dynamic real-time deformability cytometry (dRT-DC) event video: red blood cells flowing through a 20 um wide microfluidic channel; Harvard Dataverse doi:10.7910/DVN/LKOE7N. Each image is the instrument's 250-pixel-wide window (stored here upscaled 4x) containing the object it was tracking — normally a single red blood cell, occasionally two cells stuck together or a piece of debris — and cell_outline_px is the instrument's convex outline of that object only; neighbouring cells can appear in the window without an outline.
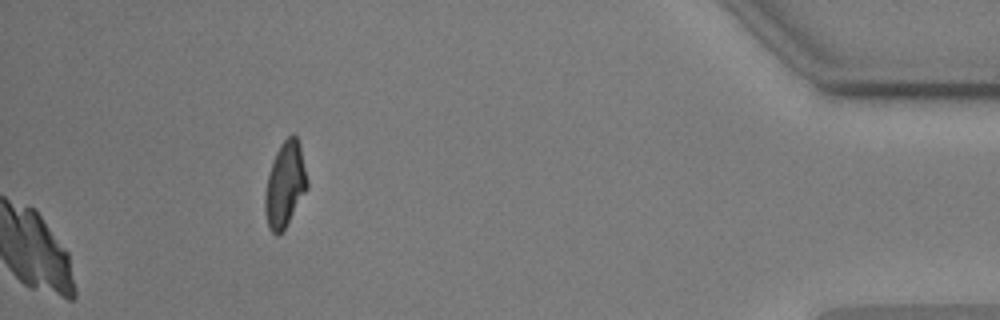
{"species": "common noctule bat (a hibernating species)", "species_latin": "Nyctalus noctula", "temperature_condition": "warm", "stored_images_in_passage": 52, "camera_frame_rate_fps": 3000, "um_per_image_px": 0.085, "animal": {"sex": "male", "body_mass_g": 17.9, "forearm_length_mm": 54.2}, "frame": {"image": 1, "passage_image": 52, "time_ms": 17.0, "image_size_px": [1000, 320], "cell_outline_px": [[308, 188], [284, 228], [276, 236], [268, 228], [264, 208], [264, 192], [268, 172], [272, 160], [280, 144], [292, 132], [296, 136], [300, 144], [308, 180]], "centroid_in_image_um": [24.21, 15.65], "position_along_channel_um": 411.0, "area_um2": 21.1}}